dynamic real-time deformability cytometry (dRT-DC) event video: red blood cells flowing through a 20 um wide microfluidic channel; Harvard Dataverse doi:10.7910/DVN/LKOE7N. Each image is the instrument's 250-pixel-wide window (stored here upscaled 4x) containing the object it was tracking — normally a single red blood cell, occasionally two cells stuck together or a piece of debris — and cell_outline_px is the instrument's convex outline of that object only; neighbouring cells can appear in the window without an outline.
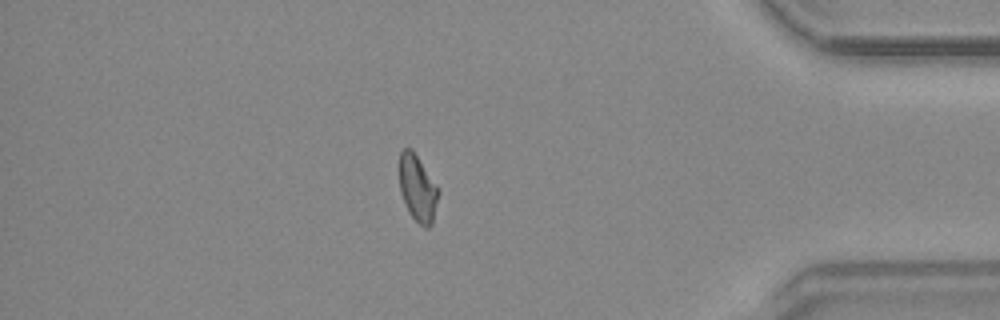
{"species": "common noctule bat (a hibernating species)", "species_latin": "Nyctalus noctula", "temperature_condition": "warm", "stored_images_in_passage": 55, "camera_frame_rate_fps": 3000, "um_per_image_px": 0.085, "animal": {"sex": "male", "body_mass_g": 20.4}, "frame": {"image": 1, "passage_image": 47, "time_ms": 15.333, "image_size_px": [1000, 320], "cell_outline_px": [[440, 192], [432, 224], [428, 228], [424, 228], [408, 212], [400, 192], [400, 152], [404, 148], [412, 148], [440, 188]], "centroid_in_image_um": [35.53, 16.0], "position_along_channel_um": 399.7, "area_um2": 15.37}, "authors_computed_cell_mechanics": {"area_um2": 15.6638, "velocity_mm_per_s": 3.8121, "shape_relaxation_time_tau1_ms": null, "shape_relaxation_time_tau2_ms": 2.3684, "deformation_change_tau1": null, "deformation_change_tau2": 0.064}}